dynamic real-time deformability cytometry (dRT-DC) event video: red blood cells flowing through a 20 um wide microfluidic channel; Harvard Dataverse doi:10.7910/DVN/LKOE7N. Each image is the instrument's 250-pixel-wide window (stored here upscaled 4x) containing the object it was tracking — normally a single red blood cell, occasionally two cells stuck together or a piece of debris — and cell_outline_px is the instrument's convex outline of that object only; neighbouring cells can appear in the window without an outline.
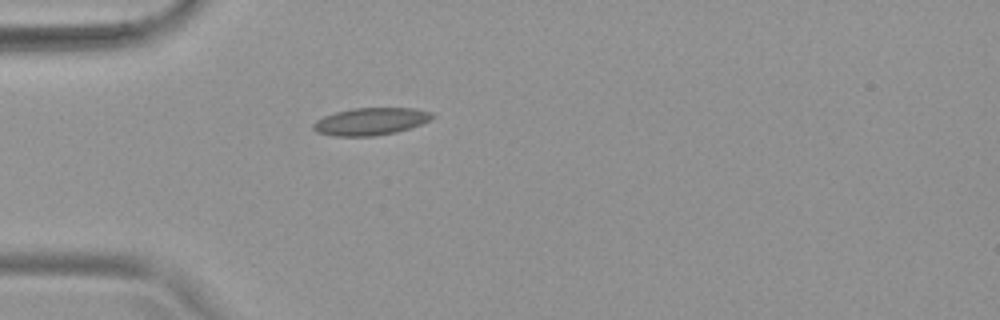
{"species": "common noctule bat (a hibernating species)", "species_latin": "Nyctalus noctula", "temperature_condition": "warm", "stored_images_in_passage": 40, "camera_frame_rate_fps": 3000, "um_per_image_px": 0.085, "animal": {"sex": "female", "body_mass_g": 19.9}, "frame": {"image": 1, "passage_image": 1, "time_ms": 0.0, "image_size_px": [1000, 320], "cell_outline_px": [[436, 116], [420, 124], [396, 132], [372, 136], [332, 136], [316, 132], [312, 128], [312, 124], [316, 120], [324, 116], [336, 112], [352, 108], [412, 108], [432, 112]], "centroid_in_image_um": [31.47, 10.32], "position_along_channel_um": 53.5, "area_um2": 18.9}}
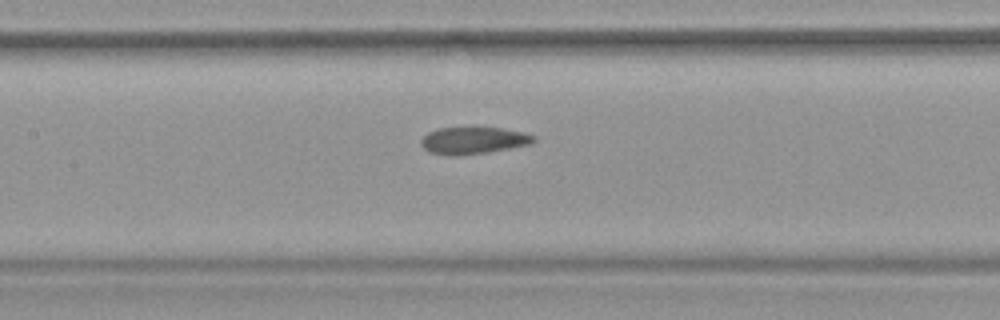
{"frame": {"image": 2, "passage_image": 11, "time_ms": 3.333, "image_size_px": [1000, 320], "cell_outline_px": [[536, 140], [532, 144], [488, 152], [456, 156], [452, 156], [432, 152], [424, 148], [420, 144], [420, 140], [428, 132], [440, 128], [500, 128], [524, 132], [536, 136]], "centroid_in_image_um": [40.27, 11.94], "position_along_channel_um": 167.1, "area_um2": 17.63}}
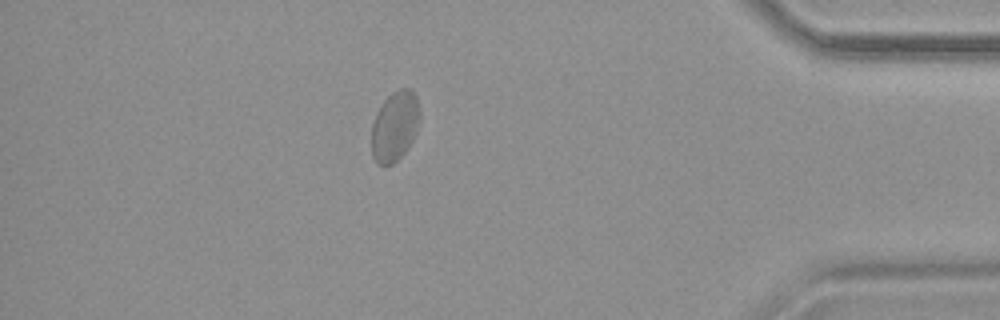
{"frame": {"image": 3, "passage_image": 33, "time_ms": 10.667, "image_size_px": [1000, 320], "cell_outline_px": [[420, 120], [412, 140], [408, 148], [392, 164], [384, 168], [376, 164], [372, 156], [372, 124], [376, 112], [384, 100], [392, 92], [400, 88], [408, 88], [416, 96], [420, 112]], "centroid_in_image_um": [33.54, 10.75], "position_along_channel_um": 401.7, "area_um2": 19.83}, "authors_computed_cell_mechanics": {"area_um2": 18.8428, "velocity_mm_per_s": 3.7103, "shape_relaxation_time_tau1_ms": null, "shape_relaxation_time_tau2_ms": 3.0636, "deformation_change_tau1": null, "deformation_change_tau2": 0.0449}}